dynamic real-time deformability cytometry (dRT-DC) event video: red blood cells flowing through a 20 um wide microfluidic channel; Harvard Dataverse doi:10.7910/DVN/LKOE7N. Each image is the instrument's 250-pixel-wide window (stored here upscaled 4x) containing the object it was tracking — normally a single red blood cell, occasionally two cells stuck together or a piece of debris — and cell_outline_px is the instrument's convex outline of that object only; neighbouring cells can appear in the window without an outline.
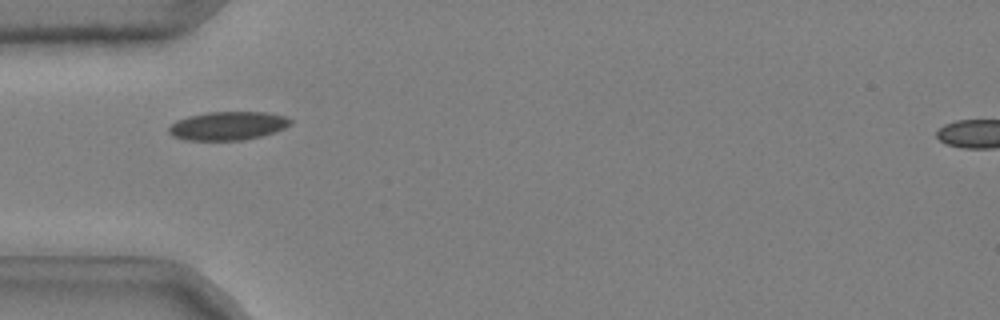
{"species": "common noctule bat (a hibernating species)", "species_latin": "Nyctalus noctula", "temperature_condition": "cold", "stored_images_in_passage": 33, "camera_frame_rate_fps": 3000, "um_per_image_px": 0.085, "animal": {"sex": "male", "body_mass_g": 20.4}, "frame": {"image": 1, "passage_image": 2, "time_ms": 0.333, "image_size_px": [1000, 320], "cell_outline_px": [[292, 124], [276, 132], [244, 140], [184, 140], [172, 136], [168, 132], [168, 128], [176, 120], [188, 116], [208, 112], [264, 112], [284, 116], [292, 120]], "centroid_in_image_um": [19.35, 10.7], "position_along_channel_um": 65.6, "area_um2": 20.29}}
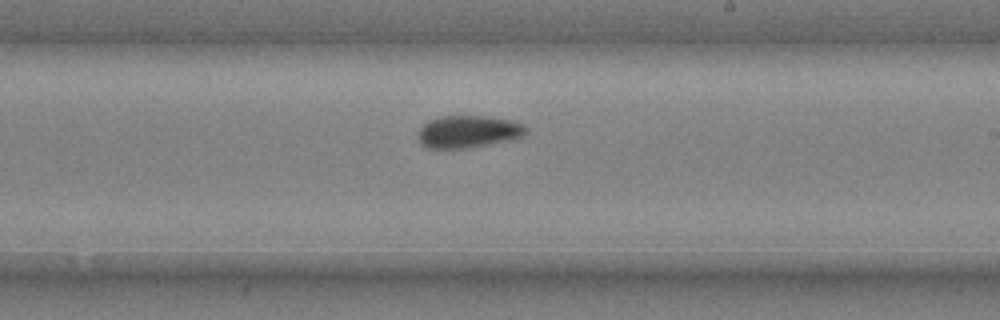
{"frame": {"image": 2, "passage_image": 17, "time_ms": 5.333, "image_size_px": [1000, 320], "cell_outline_px": [[528, 132], [512, 140], [468, 148], [428, 148], [420, 144], [420, 128], [428, 120], [440, 116], [488, 116], [512, 120], [524, 124], [528, 128]], "centroid_in_image_um": [39.85, 11.18], "position_along_channel_um": 249.2, "area_um2": 20.4}}
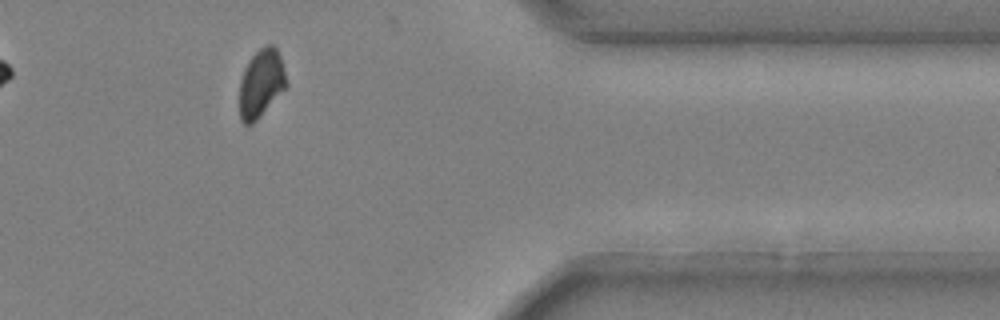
{"frame": {"image": 3, "passage_image": 30, "time_ms": 9.667, "image_size_px": [1000, 320], "cell_outline_px": [[288, 84], [256, 120], [252, 124], [244, 124], [240, 120], [240, 80], [244, 68], [248, 60], [264, 44], [272, 44], [276, 48], [280, 56]], "centroid_in_image_um": [22.18, 7.05], "position_along_channel_um": 389.2, "area_um2": 18.38}, "authors_computed_cell_mechanics": {"area_um2": 20.23, "velocity_mm_per_s": 3.6971, "shape_relaxation_time_tau1_ms": 3.7237, "shape_relaxation_time_tau2_ms": null, "deformation_change_tau1": 0.0893, "deformation_change_tau2": null}}